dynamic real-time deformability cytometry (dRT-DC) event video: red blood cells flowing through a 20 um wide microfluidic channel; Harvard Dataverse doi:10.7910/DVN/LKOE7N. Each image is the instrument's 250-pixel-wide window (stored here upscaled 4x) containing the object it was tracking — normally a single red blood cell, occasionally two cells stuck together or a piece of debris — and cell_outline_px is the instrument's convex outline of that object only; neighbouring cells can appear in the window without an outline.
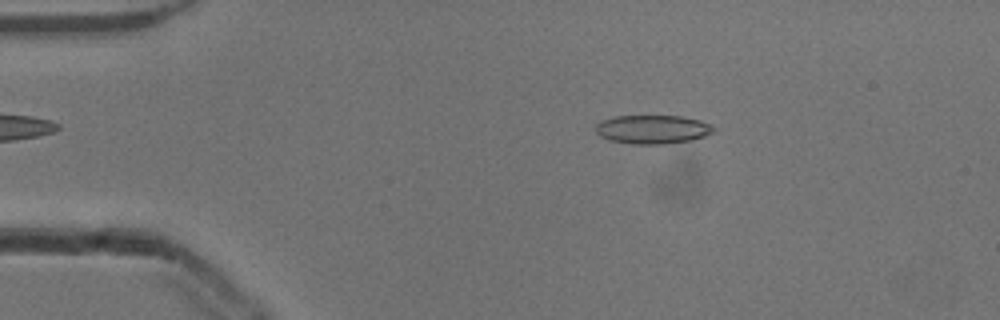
{"species": "common noctule bat (a hibernating species)", "species_latin": "Nyctalus noctula", "temperature_condition": "cold", "stored_images_in_passage": 52, "camera_frame_rate_fps": 3000, "um_per_image_px": 0.085, "animal": {"sex": "male", "body_mass_g": 13.3}, "frame": {"image": 1, "passage_image": 9, "time_ms": 2.667, "image_size_px": [1000, 320], "cell_outline_px": [[716, 128], [712, 132], [704, 136], [692, 140], [664, 144], [632, 144], [608, 140], [600, 136], [596, 132], [596, 124], [604, 120], [616, 116], [680, 116], [700, 120]], "centroid_in_image_um": [55.46, 11.0], "position_along_channel_um": 29.5, "area_um2": 19.65}}
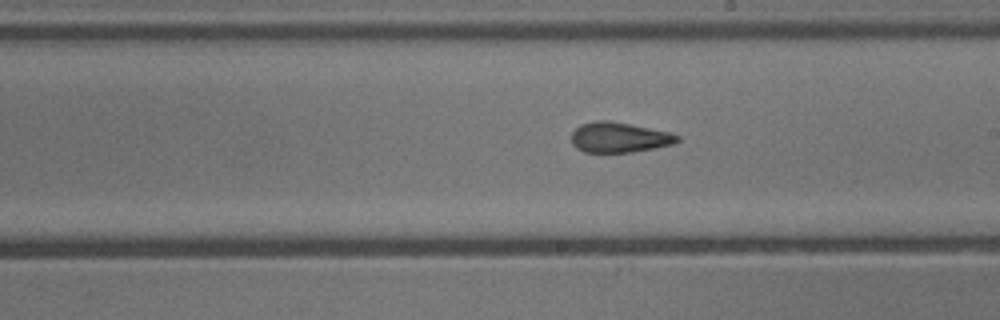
{"frame": {"image": 2, "passage_image": 29, "time_ms": 9.333, "image_size_px": [1000, 320], "cell_outline_px": [[680, 140], [676, 144], [632, 152], [584, 152], [576, 148], [572, 144], [572, 132], [580, 124], [596, 120], [608, 120], [632, 124], [672, 132], [680, 136]], "centroid_in_image_um": [52.67, 11.67], "position_along_channel_um": 236.3, "area_um2": 18.96}}
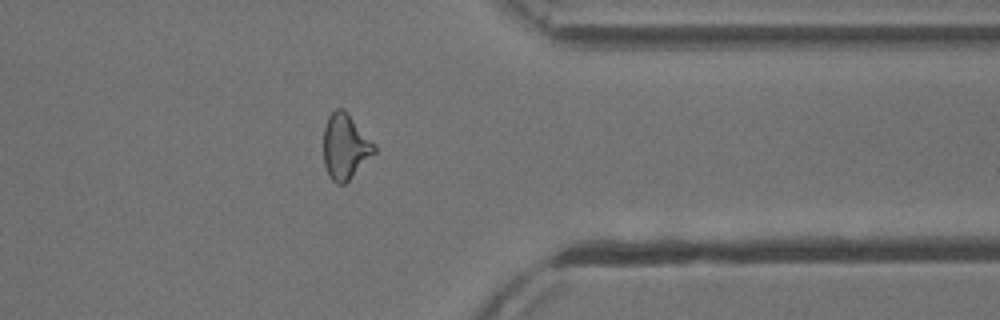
{"frame": {"image": 3, "passage_image": 41, "time_ms": 13.333, "image_size_px": [1000, 320], "cell_outline_px": [[376, 152], [344, 184], [336, 184], [332, 180], [324, 164], [324, 128], [328, 116], [336, 108], [344, 108], [348, 112], [376, 144]], "centroid_in_image_um": [29.36, 12.42], "position_along_channel_um": 382.0, "area_um2": 19.36}, "authors_computed_cell_mechanics": {"area_um2": 19.3052, "velocity_mm_per_s": 3.9161, "shape_relaxation_time_tau1_ms": 10.7826, "shape_relaxation_time_tau2_ms": 2.0793, "deformation_change_tau1": 0.2059, "deformation_change_tau2": 0.0984}}